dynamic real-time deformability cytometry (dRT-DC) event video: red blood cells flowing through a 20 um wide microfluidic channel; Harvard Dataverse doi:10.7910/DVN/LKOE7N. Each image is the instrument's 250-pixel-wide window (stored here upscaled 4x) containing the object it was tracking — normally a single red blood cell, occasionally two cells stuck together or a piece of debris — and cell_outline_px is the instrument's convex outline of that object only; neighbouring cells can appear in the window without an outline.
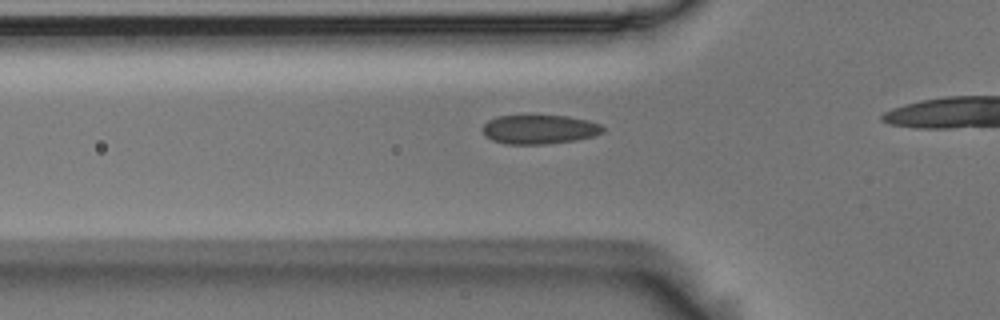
{"species": "Egyptian fruit bat (a non-hibernating species)", "species_latin": "Rousettus aegyptiacus", "temperature_condition": "room temperature", "stored_images_in_passage": 32, "camera_frame_rate_fps": 3000, "um_per_image_px": 0.085, "animal": {"sex": "male"}, "frame": {"image": 1, "passage_image": 6, "time_ms": 1.667, "image_size_px": [1000, 320], "cell_outline_px": [[604, 132], [592, 136], [576, 140], [544, 144], [508, 144], [492, 140], [484, 136], [484, 124], [488, 120], [496, 116], [568, 116], [588, 120], [600, 124], [604, 128]], "centroid_in_image_um": [45.85, 11.0], "position_along_channel_um": 79.9, "area_um2": 20.29}}
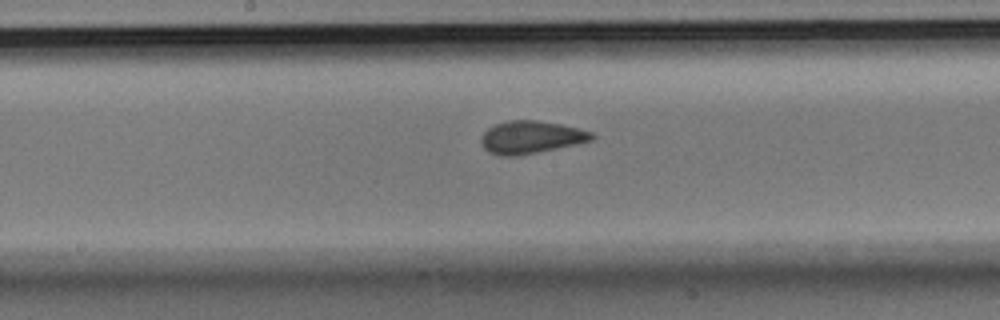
{"frame": {"image": 2, "passage_image": 16, "time_ms": 5.0, "image_size_px": [1000, 320], "cell_outline_px": [[596, 136], [592, 140], [576, 144], [516, 156], [504, 156], [488, 152], [484, 148], [480, 140], [484, 132], [488, 128], [496, 124], [508, 120], [536, 120], [560, 124], [580, 128], [592, 132]], "centroid_in_image_um": [45.13, 11.65], "position_along_channel_um": 203.1, "area_um2": 20.92}}
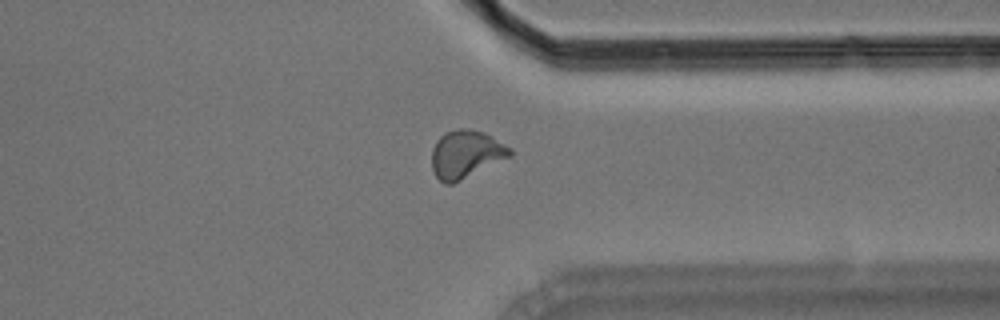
{"frame": {"image": 3, "passage_image": 30, "time_ms": 9.667, "image_size_px": [1000, 320], "cell_outline_px": [[512, 156], [452, 184], [444, 184], [436, 176], [432, 168], [432, 148], [436, 140], [444, 132], [460, 128], [468, 128], [484, 132], [492, 136], [512, 148]], "centroid_in_image_um": [39.6, 13.09], "position_along_channel_um": 371.8, "area_um2": 21.96}}